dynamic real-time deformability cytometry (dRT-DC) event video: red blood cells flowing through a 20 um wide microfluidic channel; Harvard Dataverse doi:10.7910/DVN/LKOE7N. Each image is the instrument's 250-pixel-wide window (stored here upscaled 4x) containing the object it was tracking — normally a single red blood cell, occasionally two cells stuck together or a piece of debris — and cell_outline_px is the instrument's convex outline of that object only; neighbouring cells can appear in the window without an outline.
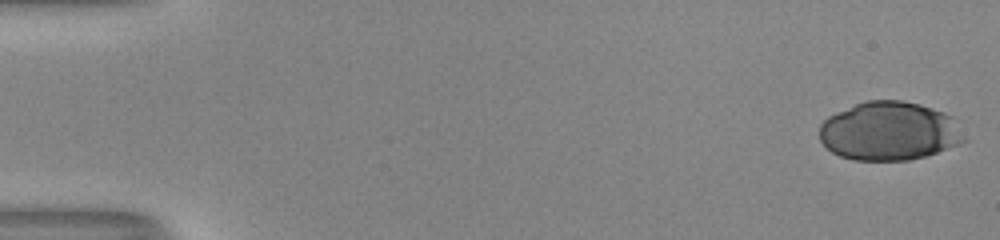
{"species": "human", "species_latin": "Homo sapiens", "temperature_condition": "room temperature", "stored_images_in_passage": 52, "camera_frame_rate_fps": 3000, "um_per_image_px": 0.085, "donor": {"sex": "male"}, "frame": {"image": 1, "passage_image": 1, "time_ms": 0.0, "image_size_px": [1000, 240], "cell_outline_px": [[968, 140], [960, 144], [924, 156], [908, 160], [852, 160], [840, 156], [832, 152], [820, 140], [820, 124], [828, 116], [836, 112], [856, 104], [868, 100], [900, 100], [920, 104], [944, 112], [952, 116]], "centroid_in_image_um": [75.6, 11.14], "position_along_channel_um": 9.4, "area_um2": 49.53}}
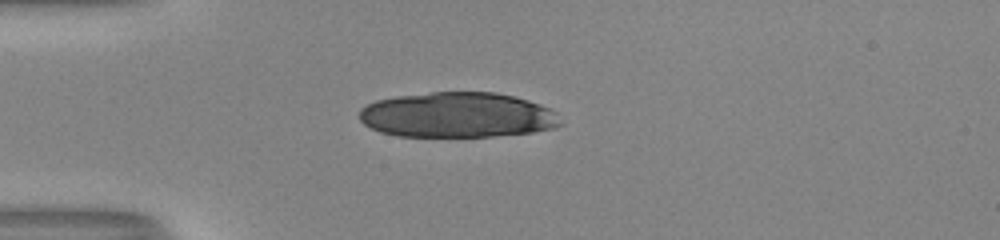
{"frame": {"image": 2, "passage_image": 15, "time_ms": 4.667, "image_size_px": [1000, 240], "cell_outline_px": [[564, 124], [556, 128], [532, 132], [492, 136], [396, 136], [380, 132], [364, 124], [360, 120], [360, 108], [376, 100], [396, 96], [432, 92], [496, 92], [528, 100], [540, 104], [556, 112]], "centroid_in_image_um": [38.9, 9.77], "position_along_channel_um": 46.1, "area_um2": 53.18}}